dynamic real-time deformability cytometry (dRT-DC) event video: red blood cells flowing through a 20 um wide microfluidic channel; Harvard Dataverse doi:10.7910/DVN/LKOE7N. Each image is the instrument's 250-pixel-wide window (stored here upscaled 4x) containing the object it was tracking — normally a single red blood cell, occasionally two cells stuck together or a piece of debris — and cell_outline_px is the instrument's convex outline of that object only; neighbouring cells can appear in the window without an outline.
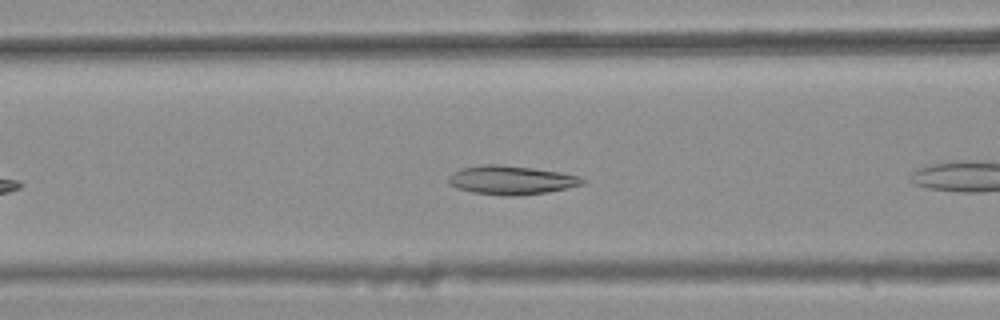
{"species": "common noctule bat (a hibernating species)", "species_latin": "Nyctalus noctula", "temperature_condition": "warm", "stored_images_in_passage": 10, "camera_frame_rate_fps": 3000, "um_per_image_px": 0.085, "animal": {"sex": "female", "body_mass_g": 25.1}, "frame": {"image": 1, "passage_image": 6, "time_ms": 1.667, "image_size_px": [1000, 320], "cell_outline_px": [[584, 184], [548, 192], [512, 196], [472, 192], [456, 188], [448, 184], [448, 176], [452, 172], [460, 168], [480, 164], [500, 164], [532, 168], [560, 172], [580, 176], [584, 180]], "centroid_in_image_um": [43.4, 15.29], "position_along_channel_um": 123.2, "area_um2": 22.54}}
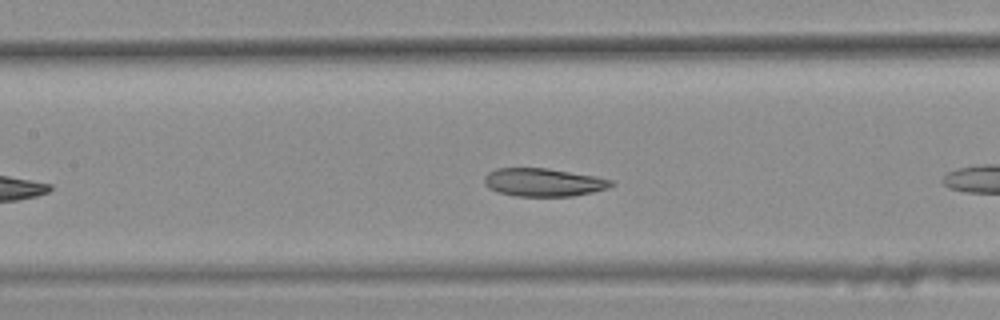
{"frame": {"image": 2, "passage_image": 9, "time_ms": 2.667, "image_size_px": [1000, 320], "cell_outline_px": [[616, 184], [608, 188], [592, 192], [572, 196], [516, 196], [496, 192], [488, 188], [484, 184], [484, 176], [488, 172], [496, 168], [548, 168], [596, 176], [612, 180]], "centroid_in_image_um": [46.18, 15.49], "position_along_channel_um": 161.2, "area_um2": 20.98}}